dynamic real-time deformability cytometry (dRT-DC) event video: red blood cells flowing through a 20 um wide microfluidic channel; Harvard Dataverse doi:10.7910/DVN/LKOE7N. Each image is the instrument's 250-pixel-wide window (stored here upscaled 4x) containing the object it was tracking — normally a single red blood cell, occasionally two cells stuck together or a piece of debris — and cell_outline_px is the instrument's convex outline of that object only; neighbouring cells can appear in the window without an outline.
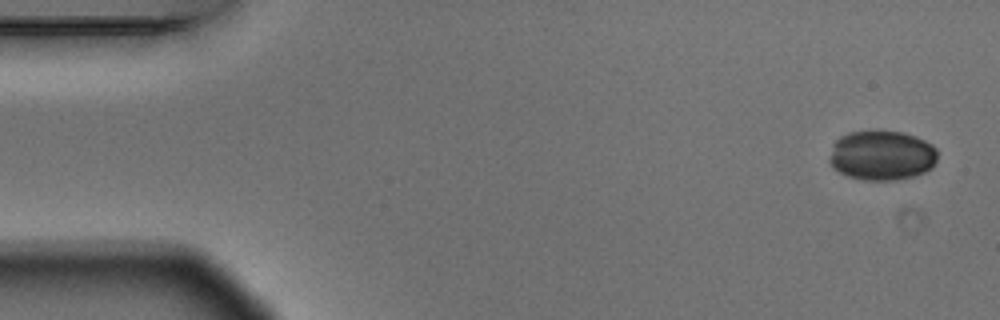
{"species": "Egyptian fruit bat (a non-hibernating species)", "species_latin": "Rousettus aegyptiacus", "temperature_condition": "warm", "stored_images_in_passage": 2, "camera_frame_rate_fps": 3000, "um_per_image_px": 0.085, "animal": {"sex": "male"}, "frame": {"image": 1, "passage_image": 1, "time_ms": 0.0, "image_size_px": [1000, 320], "cell_outline_px": [[936, 160], [932, 168], [924, 172], [912, 176], [896, 180], [864, 180], [848, 176], [832, 168], [828, 160], [832, 144], [840, 136], [848, 132], [876, 128], [904, 132], [916, 136], [932, 144], [936, 148]], "centroid_in_image_um": [74.92, 13.16], "position_along_channel_um": 10.1, "area_um2": 32.19}}